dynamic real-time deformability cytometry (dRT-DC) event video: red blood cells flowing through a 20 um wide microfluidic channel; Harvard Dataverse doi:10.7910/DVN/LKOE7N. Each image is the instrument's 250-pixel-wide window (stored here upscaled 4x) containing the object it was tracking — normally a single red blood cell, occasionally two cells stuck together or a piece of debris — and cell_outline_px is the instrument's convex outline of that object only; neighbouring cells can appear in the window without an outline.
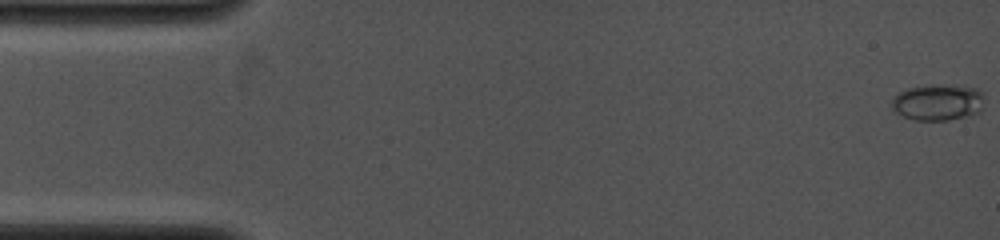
{"species": "common noctule bat (a hibernating species)", "species_latin": "Nyctalus noctula", "temperature_condition": "cold", "stored_images_in_passage": 23, "camera_frame_rate_fps": 4000, "um_per_image_px": 0.085, "animal": {"sex": "female", "body_mass_g": 19.0, "forearm_length_mm": 53.3}, "frame": {"image": 1, "passage_image": 1, "time_ms": 0.0, "image_size_px": [1000, 240], "cell_outline_px": [[984, 96], [980, 112], [968, 116], [948, 120], [916, 120], [904, 116], [896, 112], [892, 108], [892, 100], [900, 92], [908, 88], [976, 88]], "centroid_in_image_um": [79.72, 8.77], "position_along_channel_um": 5.3, "area_um2": 18.38}}
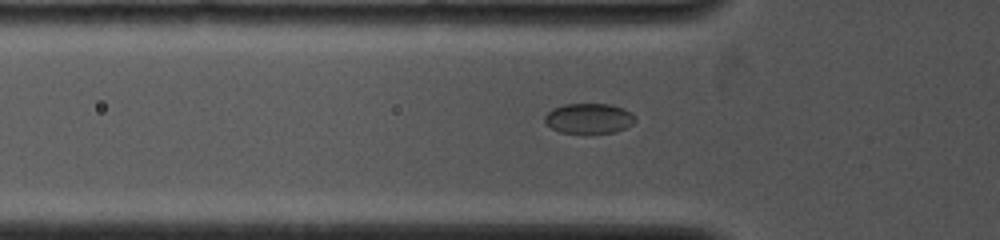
{"frame": {"image": 2, "passage_image": 19, "time_ms": 4.75, "image_size_px": [1000, 240], "cell_outline_px": [[636, 120], [632, 124], [616, 132], [584, 136], [560, 132], [552, 128], [544, 120], [544, 116], [552, 108], [564, 104], [608, 104], [624, 108], [632, 112], [636, 116]], "centroid_in_image_um": [50.07, 10.1], "position_along_channel_um": 75.7, "area_um2": 16.59}}
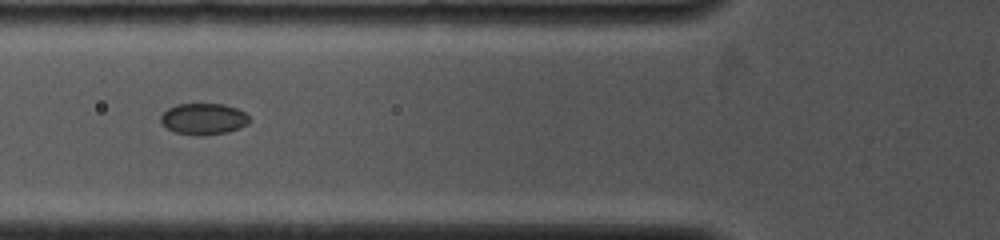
{"frame": {"image": 3, "passage_image": 22, "time_ms": 5.5, "image_size_px": [1000, 240], "cell_outline_px": [[252, 120], [248, 124], [240, 128], [228, 132], [204, 136], [200, 136], [176, 132], [160, 124], [160, 116], [168, 108], [176, 104], [224, 104], [236, 108], [244, 112]], "centroid_in_image_um": [17.31, 10.11], "position_along_channel_um": 108.5, "area_um2": 16.36}}